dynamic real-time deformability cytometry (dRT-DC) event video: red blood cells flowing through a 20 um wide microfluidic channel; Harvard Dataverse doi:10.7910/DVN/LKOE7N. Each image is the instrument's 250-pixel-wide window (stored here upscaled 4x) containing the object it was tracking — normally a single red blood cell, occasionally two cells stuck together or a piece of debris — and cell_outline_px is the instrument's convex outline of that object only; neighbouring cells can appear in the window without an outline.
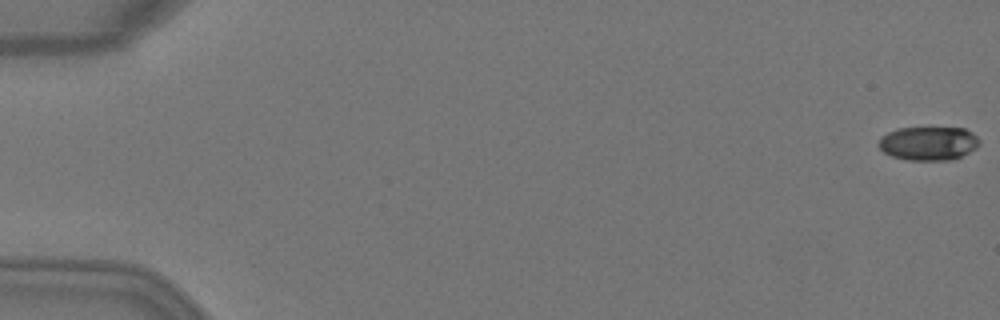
{"species": "Egyptian fruit bat (a non-hibernating species)", "species_latin": "Rousettus aegyptiacus", "temperature_condition": "warm", "stored_images_in_passage": 4, "camera_frame_rate_fps": 3000, "um_per_image_px": 0.085, "animal": {"sex": "female"}, "frame": {"image": 1, "passage_image": 1, "time_ms": 0.0, "image_size_px": [1000, 320], "cell_outline_px": [[980, 144], [976, 148], [952, 160], [908, 160], [892, 156], [884, 152], [880, 148], [880, 136], [896, 128], [964, 128], [972, 132], [980, 140]], "centroid_in_image_um": [78.93, 12.18], "position_along_channel_um": 6.1, "area_um2": 19.77}}